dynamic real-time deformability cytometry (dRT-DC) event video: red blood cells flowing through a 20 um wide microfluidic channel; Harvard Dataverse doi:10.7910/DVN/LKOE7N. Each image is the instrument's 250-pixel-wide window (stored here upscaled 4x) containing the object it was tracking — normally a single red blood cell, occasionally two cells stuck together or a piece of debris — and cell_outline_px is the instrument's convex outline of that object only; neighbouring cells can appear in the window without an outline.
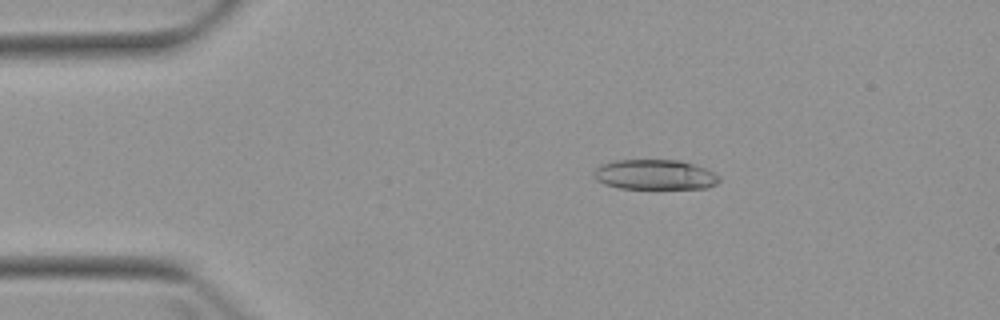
{"species": "Egyptian fruit bat (a non-hibernating species)", "species_latin": "Rousettus aegyptiacus", "temperature_condition": "warm", "stored_images_in_passage": 4, "camera_frame_rate_fps": 3000, "um_per_image_px": 0.085, "animal": {"sex": "female"}, "frame": {"image": 1, "passage_image": 3, "time_ms": 2.333, "image_size_px": [1000, 320], "cell_outline_px": [[720, 180], [716, 184], [708, 188], [620, 188], [604, 184], [596, 180], [592, 176], [592, 172], [600, 164], [612, 160], [680, 160], [704, 168], [720, 176]], "centroid_in_image_um": [55.61, 14.84], "position_along_channel_um": 29.4, "area_um2": 22.02}}